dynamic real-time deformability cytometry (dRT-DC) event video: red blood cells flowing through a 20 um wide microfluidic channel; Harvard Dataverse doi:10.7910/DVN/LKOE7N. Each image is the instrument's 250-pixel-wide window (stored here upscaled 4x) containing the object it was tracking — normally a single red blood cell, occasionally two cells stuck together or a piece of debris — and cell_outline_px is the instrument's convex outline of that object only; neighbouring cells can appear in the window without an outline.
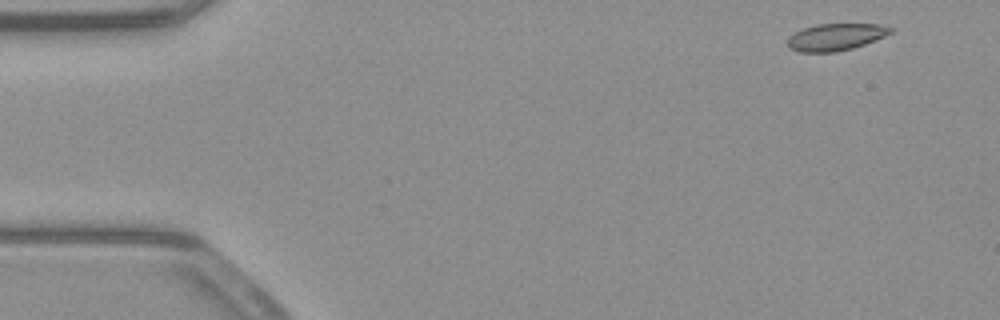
{"species": "common noctule bat (a hibernating species)", "species_latin": "Nyctalus noctula", "temperature_condition": "warm", "stored_images_in_passage": 50, "camera_frame_rate_fps": 3000, "um_per_image_px": 0.085, "animal": {"sex": "male", "body_mass_g": 23.1, "forearm_length_mm": 52.7}, "frame": {"image": 1, "passage_image": 1, "time_ms": 0.0, "image_size_px": [1000, 320], "cell_outline_px": [[896, 28], [892, 32], [884, 36], [864, 44], [852, 48], [836, 52], [800, 52], [788, 48], [788, 36], [804, 28], [816, 24], [880, 24]], "centroid_in_image_um": [71.04, 3.14], "position_along_channel_um": 14.0, "area_um2": 16.18}}
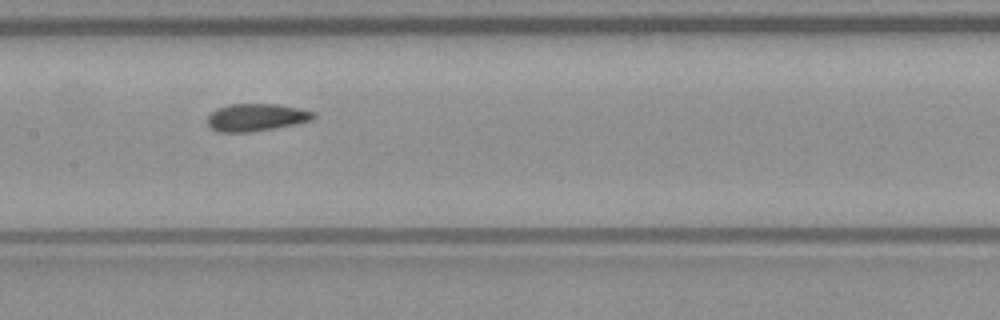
{"frame": {"image": 2, "passage_image": 23, "time_ms": 7.333, "image_size_px": [1000, 320], "cell_outline_px": [[316, 116], [312, 120], [296, 124], [248, 132], [220, 132], [212, 128], [208, 124], [208, 116], [216, 108], [228, 104], [276, 104], [300, 108], [312, 112]], "centroid_in_image_um": [21.77, 9.96], "position_along_channel_um": 185.6, "area_um2": 16.82}}
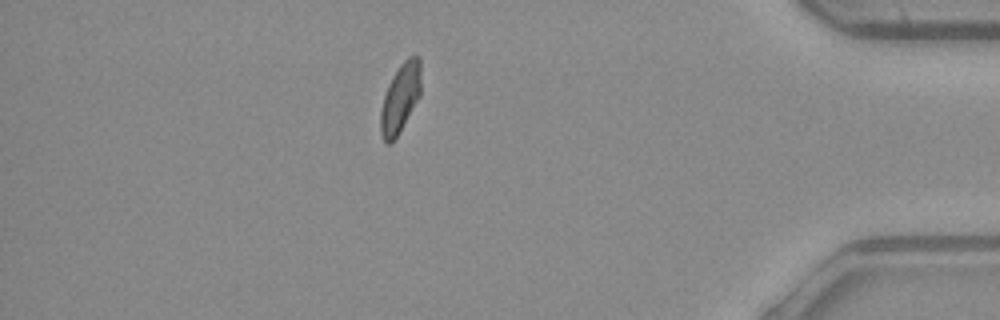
{"frame": {"image": 3, "passage_image": 43, "time_ms": 14.0, "image_size_px": [1000, 320], "cell_outline_px": [[420, 96], [396, 136], [388, 144], [384, 144], [380, 132], [380, 112], [384, 96], [388, 84], [392, 76], [400, 64], [408, 56], [420, 56]], "centroid_in_image_um": [34.01, 8.31], "position_along_channel_um": 401.2, "area_um2": 16.07}, "authors_computed_cell_mechanics": {"area_um2": 16.7042, "velocity_mm_per_s": 3.915, "shape_relaxation_time_tau1_ms": 5.9816, "shape_relaxation_time_tau2_ms": 1.7511, "deformation_change_tau1": 0.1302, "deformation_change_tau2": 0.057}}